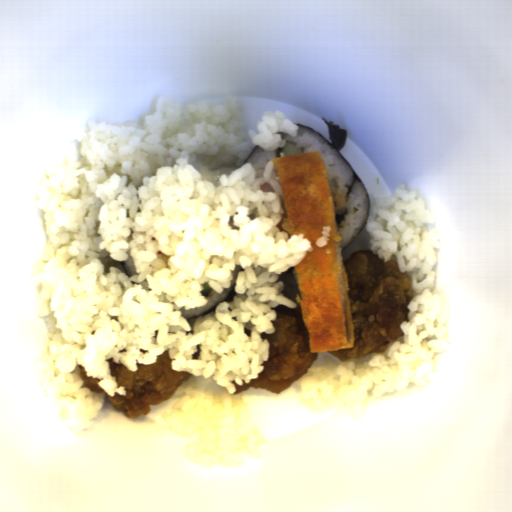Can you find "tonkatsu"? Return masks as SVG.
I'll use <instances>...</instances> for the list:
<instances>
[{
	"instance_id": "d4beea91",
	"label": "tonkatsu",
	"mask_w": 512,
	"mask_h": 512,
	"mask_svg": "<svg viewBox=\"0 0 512 512\" xmlns=\"http://www.w3.org/2000/svg\"><path fill=\"white\" fill-rule=\"evenodd\" d=\"M268 161L278 172L286 214L283 230L290 238L303 234L312 245V251L294 266L309 350L353 348L348 275L324 159L316 150ZM324 225L331 226L329 240L325 247H317Z\"/></svg>"
}]
</instances>
